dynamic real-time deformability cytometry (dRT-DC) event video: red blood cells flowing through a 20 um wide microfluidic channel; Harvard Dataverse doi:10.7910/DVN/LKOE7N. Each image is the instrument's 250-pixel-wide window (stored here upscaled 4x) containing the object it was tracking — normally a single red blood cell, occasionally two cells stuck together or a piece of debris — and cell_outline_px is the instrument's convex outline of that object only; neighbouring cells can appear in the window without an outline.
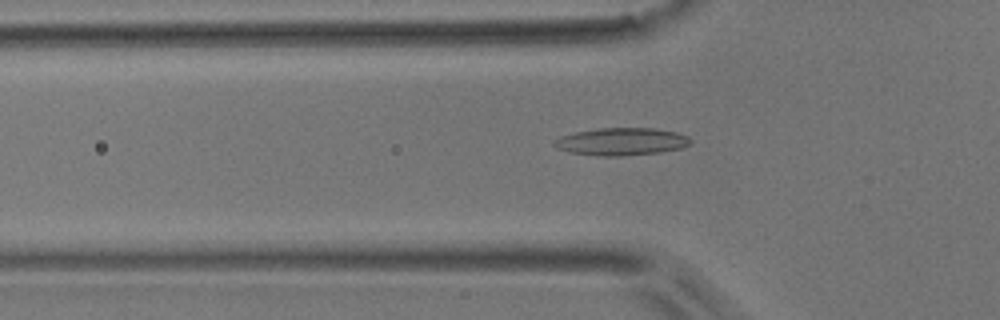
{"species": "common noctule bat (a hibernating species)", "species_latin": "Nyctalus noctula", "temperature_condition": "room temperature", "stored_images_in_passage": 50, "camera_frame_rate_fps": 3000, "um_per_image_px": 0.085, "animal": {"sex": "male", "body_mass_g": 17.9}, "frame": {"image": 1, "passage_image": 15, "time_ms": 4.667, "image_size_px": [1000, 320], "cell_outline_px": [[692, 140], [688, 144], [680, 148], [660, 152], [620, 156], [604, 156], [568, 152], [556, 148], [552, 144], [552, 140], [560, 136], [576, 132], [600, 128], [652, 128], [676, 132], [688, 136]], "centroid_in_image_um": [52.77, 12.03], "position_along_channel_um": 73.0, "area_um2": 21.79}}
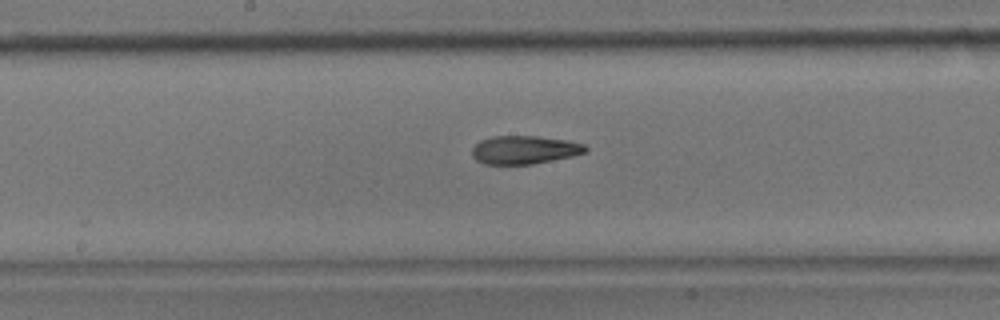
{"frame": {"image": 2, "passage_image": 25, "time_ms": 8.0, "image_size_px": [1000, 320], "cell_outline_px": [[588, 148], [584, 152], [572, 156], [532, 164], [484, 164], [476, 160], [472, 156], [472, 148], [480, 140], [492, 136], [536, 136], [568, 140], [584, 144]], "centroid_in_image_um": [44.55, 12.73], "position_along_channel_um": 203.7, "area_um2": 18.67}}
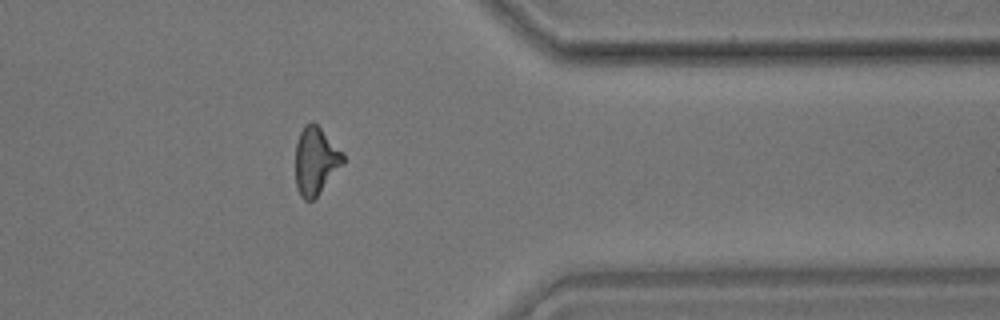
{"frame": {"image": 3, "passage_image": 40, "time_ms": 13.0, "image_size_px": [1000, 320], "cell_outline_px": [[344, 164], [316, 196], [312, 200], [304, 200], [300, 196], [296, 188], [296, 144], [300, 132], [304, 124], [312, 120], [344, 152]], "centroid_in_image_um": [26.83, 13.65], "position_along_channel_um": 384.6, "area_um2": 18.79}, "authors_computed_cell_mechanics": {"area_um2": 19.1029, "velocity_mm_per_s": 3.8807, "shape_relaxation_time_tau1_ms": null, "shape_relaxation_time_tau2_ms": 3.6387, "deformation_change_tau1": null, "deformation_change_tau2": 0.1383}}